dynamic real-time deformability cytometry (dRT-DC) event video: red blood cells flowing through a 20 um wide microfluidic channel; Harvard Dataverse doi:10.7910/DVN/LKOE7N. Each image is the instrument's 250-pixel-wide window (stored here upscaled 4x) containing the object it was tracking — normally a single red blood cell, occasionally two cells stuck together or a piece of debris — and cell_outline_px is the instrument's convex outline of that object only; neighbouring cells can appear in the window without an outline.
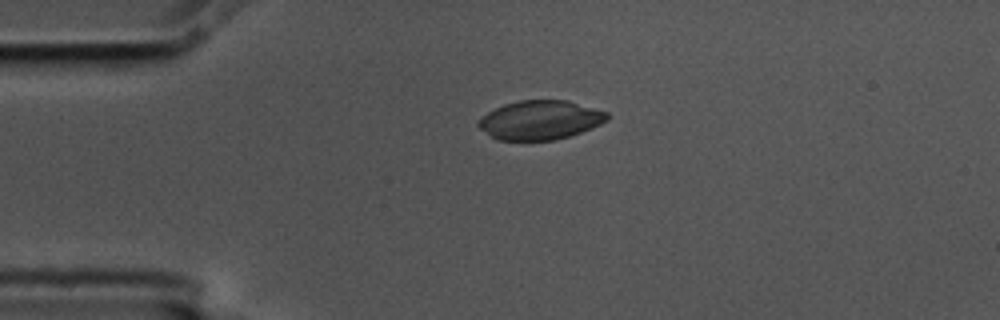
{"species": "common noctule bat (a hibernating species)", "species_latin": "Nyctalus noctula", "temperature_condition": "cold", "stored_images_in_passage": 3, "camera_frame_rate_fps": 3000, "um_per_image_px": 0.085, "animal": {"sex": "male", "body_mass_g": 17.5, "forearm_length_mm": 52.3}, "frame": {"image": 1, "passage_image": 3, "time_ms": 0.667, "image_size_px": [1000, 320], "cell_outline_px": [[608, 120], [592, 128], [556, 140], [496, 140], [480, 128], [476, 124], [476, 120], [480, 116], [504, 104], [516, 100], [568, 100], [608, 112]], "centroid_in_image_um": [45.89, 10.2], "position_along_channel_um": 39.1, "area_um2": 29.48}}